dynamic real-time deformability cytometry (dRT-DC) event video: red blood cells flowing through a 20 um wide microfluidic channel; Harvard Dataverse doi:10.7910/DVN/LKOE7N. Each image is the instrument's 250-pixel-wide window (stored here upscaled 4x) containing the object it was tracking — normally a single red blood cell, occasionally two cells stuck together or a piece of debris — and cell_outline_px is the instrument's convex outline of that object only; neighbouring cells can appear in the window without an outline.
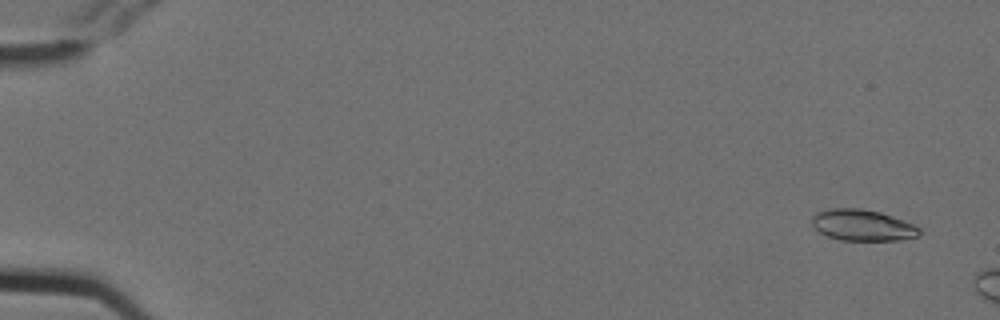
{"species": "Egyptian fruit bat (a non-hibernating species)", "species_latin": "Rousettus aegyptiacus", "temperature_condition": "cold", "stored_images_in_passage": 3, "camera_frame_rate_fps": 3000, "um_per_image_px": 0.085, "animal": {"sex": "female"}, "frame": {"image": 1, "passage_image": 1, "time_ms": 0.0, "image_size_px": [1000, 320], "cell_outline_px": [[920, 236], [900, 240], [840, 240], [828, 236], [820, 232], [812, 224], [812, 216], [816, 212], [828, 208], [860, 208], [880, 212], [892, 216], [912, 224], [920, 228]], "centroid_in_image_um": [73.3, 19.14], "position_along_channel_um": 11.7, "area_um2": 19.54}}